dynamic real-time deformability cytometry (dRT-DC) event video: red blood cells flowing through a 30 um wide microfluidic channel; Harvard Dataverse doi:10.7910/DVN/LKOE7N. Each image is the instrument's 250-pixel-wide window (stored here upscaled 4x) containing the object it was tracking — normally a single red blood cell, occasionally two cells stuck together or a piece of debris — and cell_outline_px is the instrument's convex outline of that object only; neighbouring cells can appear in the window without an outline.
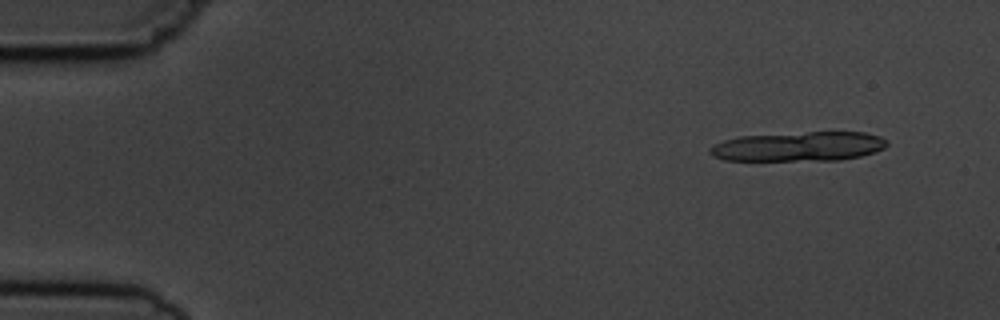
{"species": "common noctule bat (a hibernating species)", "species_latin": "Nyctalus noctula", "temperature_condition": "cold", "stored_images_in_passage": 8, "segment_of_instrument_passage": [1, 2], "camera_frame_rate_fps": 3000, "um_per_image_px": 0.085, "animal": {"sex": "male", "body_mass_g": 19.5, "forearm_length_mm": 54.6}, "frame": {"image": 1, "passage_image": 1, "time_ms": 0.0, "image_size_px": [1000, 320], "cell_outline_px": [[888, 144], [884, 148], [876, 152], [860, 156], [840, 160], [724, 160], [712, 156], [708, 152], [708, 148], [724, 140], [740, 136], [808, 132], [864, 132], [880, 136]], "centroid_in_image_um": [67.88, 12.45], "position_along_channel_um": 17.1, "area_um2": 30.35}}